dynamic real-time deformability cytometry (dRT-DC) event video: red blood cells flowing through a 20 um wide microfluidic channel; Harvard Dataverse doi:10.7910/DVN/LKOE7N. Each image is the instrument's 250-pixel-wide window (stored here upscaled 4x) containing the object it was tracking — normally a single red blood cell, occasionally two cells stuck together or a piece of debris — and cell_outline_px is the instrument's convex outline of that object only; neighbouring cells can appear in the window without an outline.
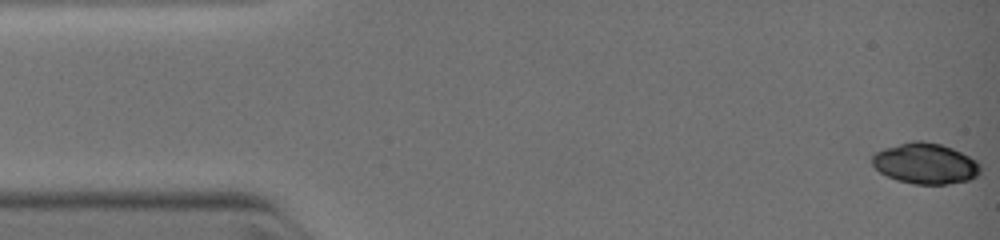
{"species": "common noctule bat (a hibernating species)", "species_latin": "Nyctalus noctula", "temperature_condition": "warm", "stored_images_in_passage": 6, "camera_frame_rate_fps": 3000, "um_per_image_px": 0.085, "animal": {"sex": "female", "body_mass_g": 19.0, "forearm_length_mm": 51.5}, "frame": {"image": 1, "passage_image": 1, "time_ms": 0.0, "image_size_px": [1000, 240], "cell_outline_px": [[980, 172], [976, 176], [968, 180], [948, 184], [912, 184], [896, 180], [880, 172], [872, 164], [872, 156], [876, 152], [884, 148], [912, 140], [920, 140], [940, 144], [952, 148], [976, 160], [980, 164]], "centroid_in_image_um": [78.64, 13.9], "position_along_channel_um": 6.4, "area_um2": 25.66}}
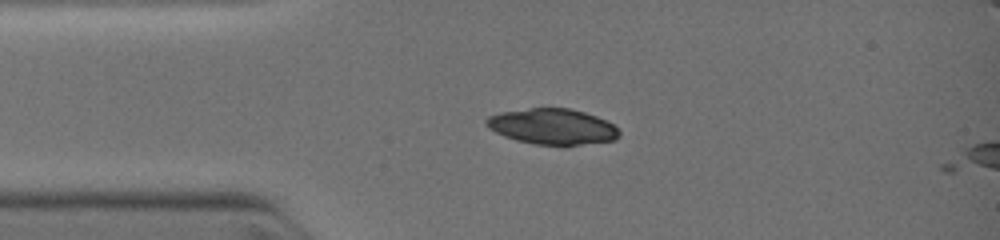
{"frame": {"image": 2, "passage_image": 4, "time_ms": 2.667, "image_size_px": [1000, 240], "cell_outline_px": [[620, 136], [616, 140], [564, 148], [532, 144], [516, 140], [504, 136], [488, 128], [484, 124], [484, 120], [488, 116], [500, 112], [528, 108], [572, 108], [596, 116], [612, 124], [620, 132]], "centroid_in_image_um": [46.96, 10.8], "position_along_channel_um": 38.0, "area_um2": 28.55}}